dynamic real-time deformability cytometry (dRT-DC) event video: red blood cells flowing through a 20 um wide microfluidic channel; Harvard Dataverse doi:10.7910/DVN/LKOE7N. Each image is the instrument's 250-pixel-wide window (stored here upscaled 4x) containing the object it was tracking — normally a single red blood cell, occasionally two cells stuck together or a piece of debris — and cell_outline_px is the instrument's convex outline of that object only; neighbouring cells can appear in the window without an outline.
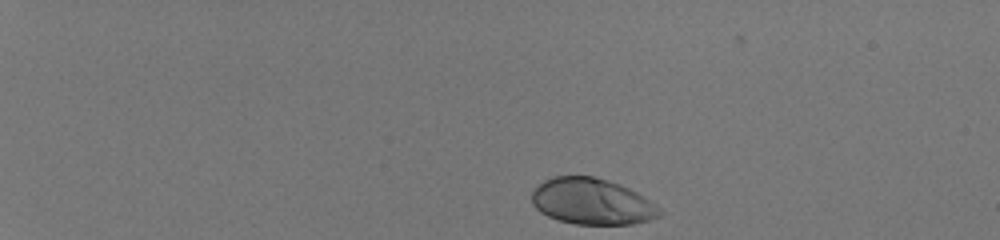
{"species": "human", "species_latin": "Homo sapiens", "temperature_condition": "room temperature", "stored_images_in_passage": 40, "camera_frame_rate_fps": 3000, "um_per_image_px": 0.085, "donor": {"sex": "male"}, "frame": {"image": 1, "passage_image": 1, "time_ms": 0.0, "image_size_px": [1000, 240], "cell_outline_px": [[664, 212], [660, 216], [648, 220], [632, 224], [576, 224], [560, 220], [548, 216], [540, 212], [532, 204], [532, 192], [544, 180], [552, 176], [592, 176], [608, 180], [620, 184], [636, 192], [660, 208]], "centroid_in_image_um": [50.31, 17.13], "position_along_channel_um": 34.7, "area_um2": 34.22}}
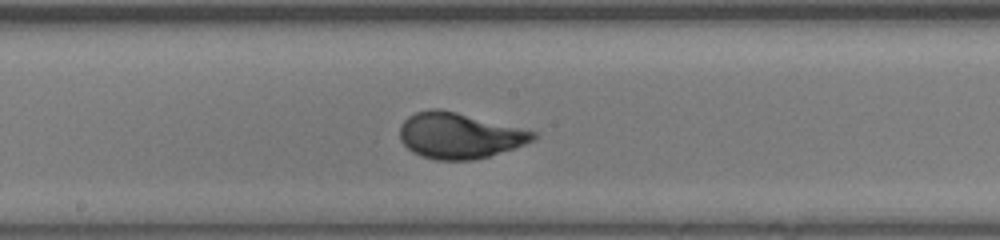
{"frame": {"image": 2, "passage_image": 23, "time_ms": 7.333, "image_size_px": [1000, 240], "cell_outline_px": [[536, 136], [532, 140], [524, 144], [488, 156], [472, 160], [436, 160], [420, 156], [412, 152], [400, 140], [400, 124], [408, 116], [416, 112], [428, 108], [440, 108], [536, 132]], "centroid_in_image_um": [38.96, 11.52], "position_along_channel_um": 209.2, "area_um2": 35.26}}
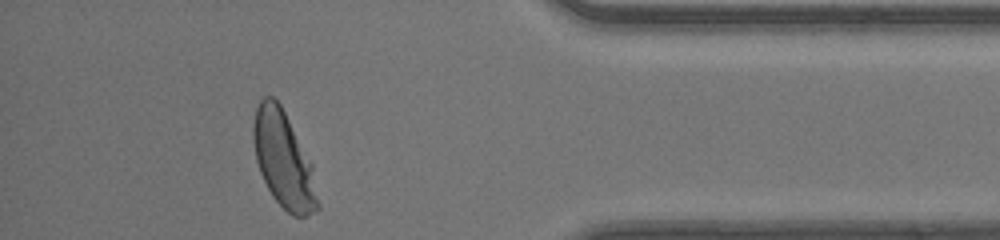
{"frame": {"image": 3, "passage_image": 39, "time_ms": 12.667, "image_size_px": [1000, 240], "cell_outline_px": [[320, 208], [304, 216], [292, 216], [272, 196], [260, 172], [256, 160], [252, 140], [252, 124], [256, 108], [260, 100], [264, 96], [272, 96], [280, 104], [312, 164], [320, 204]], "centroid_in_image_um": [24.09, 13.58], "position_along_channel_um": 411.1, "area_um2": 35.95}, "authors_computed_cell_mechanics": {"area_um2": 34.2465, "velocity_mm_per_s": 4.1536, "shape_relaxation_time_tau1_ms": 2.4234, "shape_relaxation_time_tau2_ms": null, "deformation_change_tau1": 0.1695, "deformation_change_tau2": null}}